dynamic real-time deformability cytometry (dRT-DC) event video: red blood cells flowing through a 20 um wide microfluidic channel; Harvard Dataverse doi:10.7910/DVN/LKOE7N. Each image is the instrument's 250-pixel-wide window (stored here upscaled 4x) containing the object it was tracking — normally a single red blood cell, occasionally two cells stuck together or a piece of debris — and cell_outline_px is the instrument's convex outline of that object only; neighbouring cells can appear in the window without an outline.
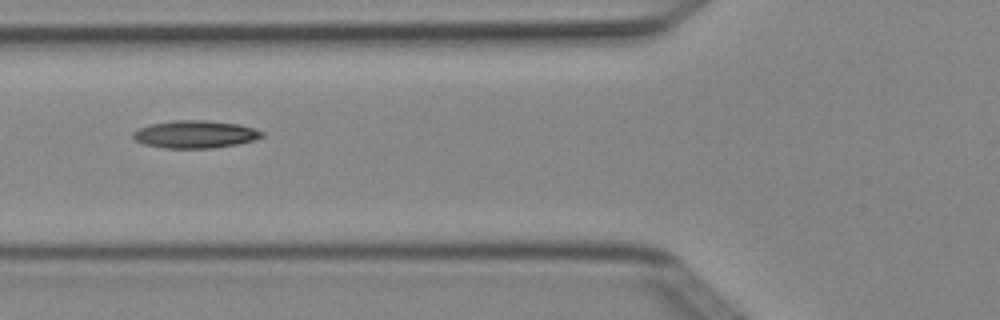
{"species": "Egyptian fruit bat (a non-hibernating species)", "species_latin": "Rousettus aegyptiacus", "temperature_condition": "cold", "stored_images_in_passage": 8, "camera_frame_rate_fps": 3000, "um_per_image_px": 0.085, "animal": {"sex": "female"}, "frame": {"image": 1, "passage_image": 8, "time_ms": 2.333, "image_size_px": [1000, 320], "cell_outline_px": [[264, 136], [252, 140], [236, 144], [212, 148], [164, 148], [144, 144], [136, 140], [132, 136], [132, 132], [148, 124], [172, 120], [204, 120], [240, 124], [264, 132]], "centroid_in_image_um": [16.56, 11.4], "position_along_channel_um": 109.2, "area_um2": 20.69}}